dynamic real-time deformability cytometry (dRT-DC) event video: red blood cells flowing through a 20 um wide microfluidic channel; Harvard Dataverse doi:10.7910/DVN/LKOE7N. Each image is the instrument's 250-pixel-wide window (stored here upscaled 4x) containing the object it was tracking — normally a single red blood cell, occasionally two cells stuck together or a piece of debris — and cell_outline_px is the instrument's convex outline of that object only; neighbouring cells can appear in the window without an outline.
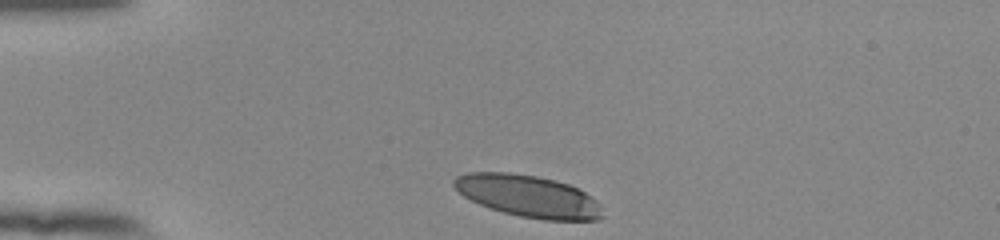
{"species": "human", "species_latin": "Homo sapiens", "temperature_condition": "room temperature", "stored_images_in_passage": 33, "camera_frame_rate_fps": 3000, "um_per_image_px": 0.085, "donor": {"sex": "female"}, "frame": {"image": 1, "passage_image": 1, "time_ms": 0.0, "image_size_px": [1000, 240], "cell_outline_px": [[604, 216], [600, 220], [544, 220], [520, 216], [504, 212], [480, 204], [464, 196], [452, 184], [452, 180], [456, 176], [468, 172], [508, 172], [536, 176], [556, 180], [568, 184], [584, 192], [596, 200], [600, 204]], "centroid_in_image_um": [44.92, 16.67], "position_along_channel_um": 40.1, "area_um2": 36.24}}
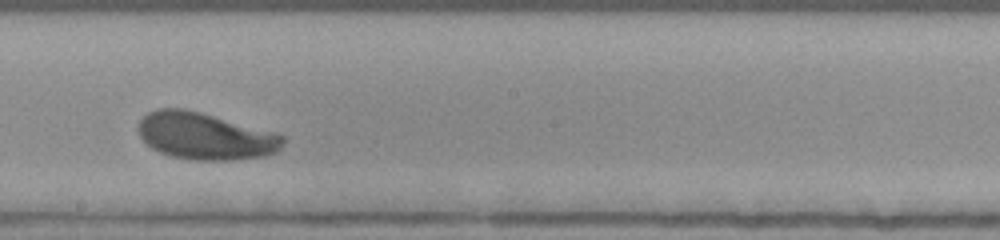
{"frame": {"image": 2, "passage_image": 19, "time_ms": 6.0, "image_size_px": [1000, 240], "cell_outline_px": [[284, 144], [276, 152], [264, 156], [232, 160], [192, 160], [172, 156], [160, 152], [152, 148], [140, 136], [136, 128], [140, 120], [148, 112], [156, 108], [184, 108], [200, 112], [276, 132], [284, 136]], "centroid_in_image_um": [17.44, 11.56], "position_along_channel_um": 230.8, "area_um2": 39.71}}
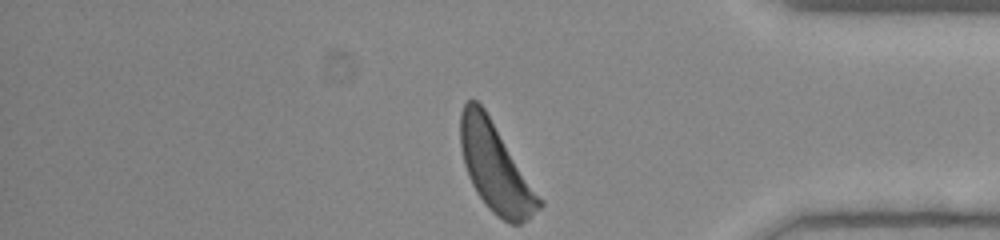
{"frame": {"image": 3, "passage_image": 33, "time_ms": 10.667, "image_size_px": [1000, 240], "cell_outline_px": [[544, 204], [532, 216], [520, 224], [508, 224], [496, 216], [488, 208], [476, 192], [468, 176], [464, 164], [460, 144], [460, 112], [464, 104], [468, 100], [476, 100], [484, 108], [544, 200]], "centroid_in_image_um": [42.13, 14.28], "position_along_channel_um": 393.1, "area_um2": 40.75}, "authors_computed_cell_mechanics": {"area_um2": 39.015, "velocity_mm_per_s": 3.8806, "shape_relaxation_time_tau1_ms": 6.8012, "shape_relaxation_time_tau2_ms": null, "deformation_change_tau1": 0.2717, "deformation_change_tau2": null}}